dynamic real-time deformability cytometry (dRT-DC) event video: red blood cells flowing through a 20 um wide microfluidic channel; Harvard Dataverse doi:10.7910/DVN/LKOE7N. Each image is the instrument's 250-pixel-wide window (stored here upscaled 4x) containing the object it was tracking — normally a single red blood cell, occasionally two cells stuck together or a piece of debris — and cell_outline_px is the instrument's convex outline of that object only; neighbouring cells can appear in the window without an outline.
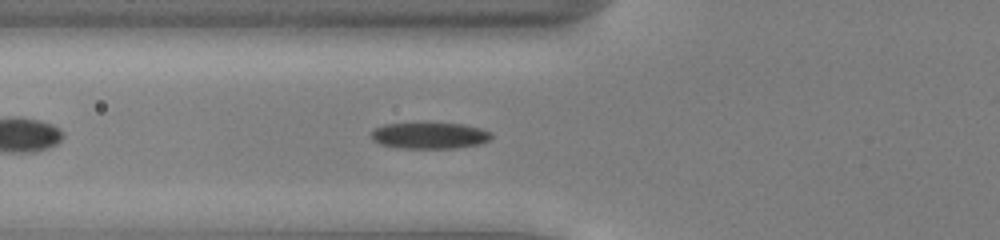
{"species": "common noctule bat (a hibernating species)", "species_latin": "Nyctalus noctula", "temperature_condition": "cold", "stored_images_in_passage": 39, "camera_frame_rate_fps": 3000, "um_per_image_px": 0.085, "animal": {"sex": "male", "body_mass_g": 13.0, "forearm_length_mm": 53.1}, "frame": {"image": 1, "passage_image": 8, "time_ms": 2.333, "image_size_px": [1000, 240], "cell_outline_px": [[492, 136], [488, 140], [480, 144], [456, 148], [396, 148], [380, 144], [372, 140], [372, 132], [376, 128], [384, 124], [464, 124], [480, 128], [492, 132]], "centroid_in_image_um": [36.53, 11.54], "position_along_channel_um": 89.3, "area_um2": 18.21}}
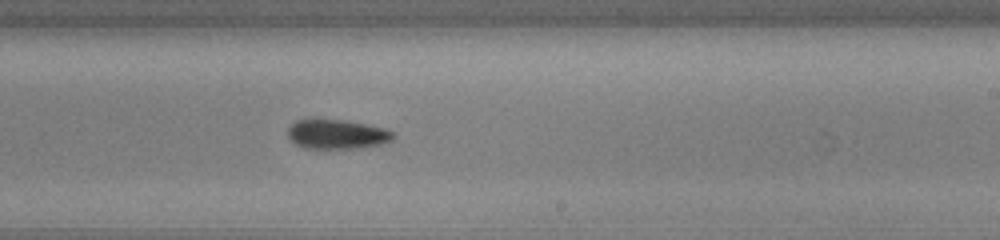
{"frame": {"image": 2, "passage_image": 21, "time_ms": 6.667, "image_size_px": [1000, 240], "cell_outline_px": [[396, 136], [392, 140], [380, 144], [360, 148], [304, 148], [296, 144], [288, 136], [288, 128], [296, 120], [312, 116], [344, 120], [368, 124], [388, 128]], "centroid_in_image_um": [28.63, 11.36], "position_along_channel_um": 260.4, "area_um2": 18.73}}
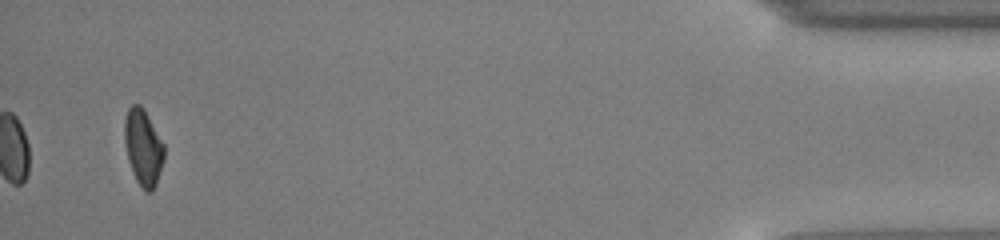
{"frame": {"image": 3, "passage_image": 39, "time_ms": 12.667, "image_size_px": [1000, 240], "cell_outline_px": [[164, 160], [156, 184], [152, 192], [144, 192], [136, 180], [132, 172], [128, 160], [124, 144], [124, 120], [128, 108], [132, 104], [140, 104], [144, 108], [164, 144]], "centroid_in_image_um": [12.16, 12.53], "position_along_channel_um": 423.0, "area_um2": 17.86}, "authors_computed_cell_mechanics": {"area_um2": 18.785, "velocity_mm_per_s": 3.9458, "shape_relaxation_time_tau1_ms": 5.7168, "shape_relaxation_time_tau2_ms": 9.8774, "deformation_change_tau1": 0.1399, "deformation_change_tau2": 0.1777}}